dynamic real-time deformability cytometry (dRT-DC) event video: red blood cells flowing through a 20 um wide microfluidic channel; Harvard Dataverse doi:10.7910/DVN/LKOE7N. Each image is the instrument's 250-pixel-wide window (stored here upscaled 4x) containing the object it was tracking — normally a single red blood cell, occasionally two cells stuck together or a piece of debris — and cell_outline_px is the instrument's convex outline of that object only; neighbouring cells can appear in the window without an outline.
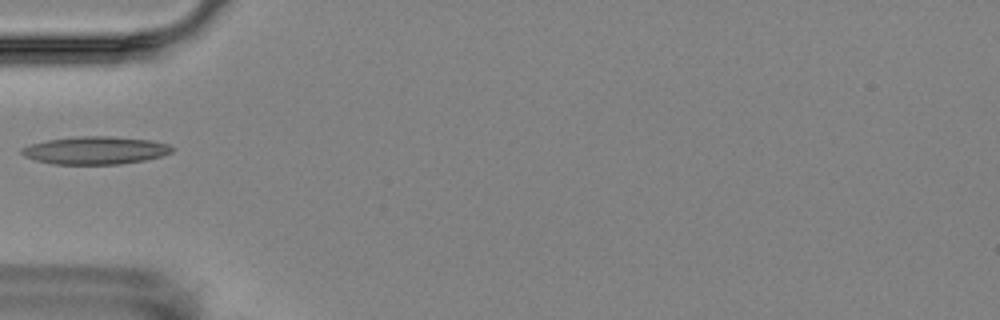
{"species": "Egyptian fruit bat (a non-hibernating species)", "species_latin": "Rousettus aegyptiacus", "temperature_condition": "room temperature", "stored_images_in_passage": 6, "camera_frame_rate_fps": 3000, "um_per_image_px": 0.085, "animal": {"sex": "female"}, "frame": {"image": 1, "passage_image": 5, "time_ms": 5.667, "image_size_px": [1000, 320], "cell_outline_px": [[176, 148], [172, 152], [160, 156], [144, 160], [120, 164], [52, 164], [36, 160], [24, 156], [20, 152], [20, 148], [32, 144], [48, 140], [76, 136], [112, 136], [152, 140], [168, 144]], "centroid_in_image_um": [8.12, 12.77], "position_along_channel_um": 76.9, "area_um2": 24.39}}
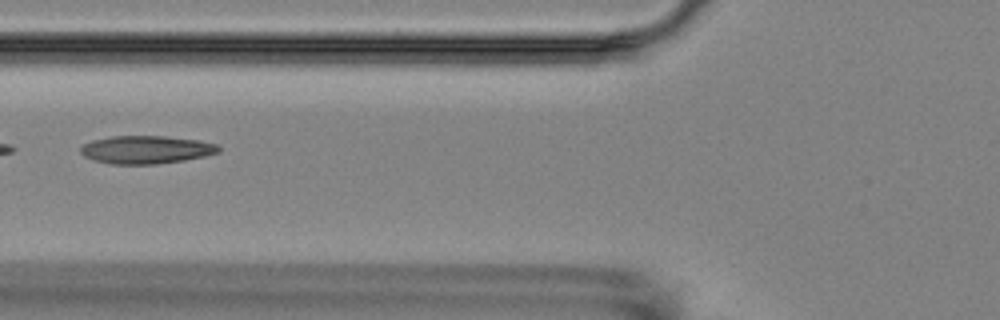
{"frame": {"image": 2, "passage_image": 6, "time_ms": 6.667, "image_size_px": [1000, 320], "cell_outline_px": [[220, 152], [204, 156], [184, 160], [156, 164], [112, 164], [92, 160], [84, 156], [80, 152], [80, 144], [92, 140], [112, 136], [164, 136], [200, 140], [220, 144]], "centroid_in_image_um": [12.42, 12.71], "position_along_channel_um": 113.4, "area_um2": 22.77}}